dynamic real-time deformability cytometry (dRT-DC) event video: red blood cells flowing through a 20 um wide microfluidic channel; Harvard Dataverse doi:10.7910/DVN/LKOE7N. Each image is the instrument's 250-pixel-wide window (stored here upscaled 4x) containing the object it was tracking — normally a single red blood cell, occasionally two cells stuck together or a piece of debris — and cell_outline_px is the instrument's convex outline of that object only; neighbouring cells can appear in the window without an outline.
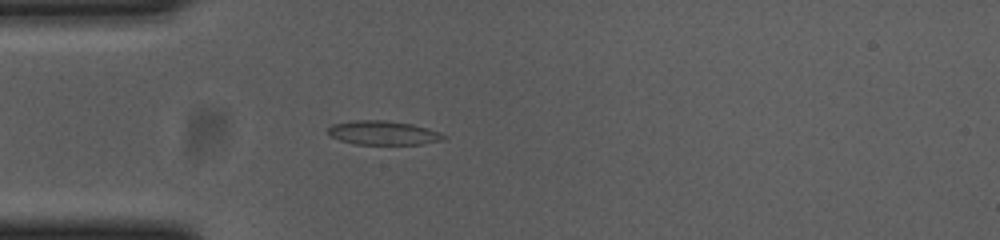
{"species": "common noctule bat (a hibernating species)", "species_latin": "Nyctalus noctula", "temperature_condition": "cold", "stored_images_in_passage": 53, "camera_frame_rate_fps": 3000, "um_per_image_px": 0.085, "animal": {"sex": "female", "body_mass_g": 23.0, "forearm_length_mm": 53.4}, "frame": {"image": 1, "passage_image": 14, "time_ms": 4.333, "image_size_px": [1000, 240], "cell_outline_px": [[448, 136], [444, 140], [420, 144], [356, 144], [340, 140], [328, 136], [328, 128], [332, 124], [356, 120], [384, 120], [412, 124], [428, 128], [440, 132]], "centroid_in_image_um": [32.58, 11.29], "position_along_channel_um": 52.4, "area_um2": 16.24}}
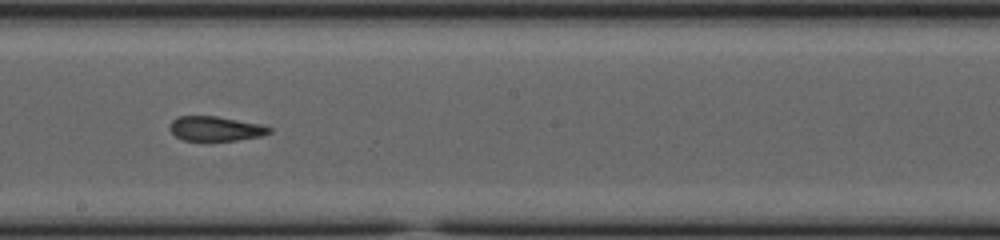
{"frame": {"image": 2, "passage_image": 29, "time_ms": 9.333, "image_size_px": [1000, 240], "cell_outline_px": [[272, 132], [260, 136], [236, 140], [184, 140], [176, 136], [168, 128], [172, 120], [176, 116], [216, 116], [264, 124], [272, 128]], "centroid_in_image_um": [18.34, 10.92], "position_along_channel_um": 229.9, "area_um2": 14.33}}
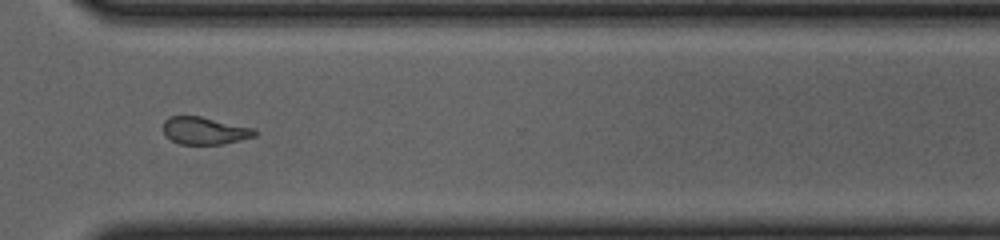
{"frame": {"image": 3, "passage_image": 39, "time_ms": 12.667, "image_size_px": [1000, 240], "cell_outline_px": [[256, 136], [240, 140], [220, 144], [180, 144], [172, 140], [164, 132], [164, 120], [168, 116], [200, 116], [256, 128]], "centroid_in_image_um": [17.42, 11.1], "position_along_channel_um": 353.2, "area_um2": 14.57}, "authors_computed_cell_mechanics": {"area_um2": 15.4904, "velocity_mm_per_s": 3.693, "shape_relaxation_time_tau1_ms": null, "shape_relaxation_time_tau2_ms": 2.8599, "deformation_change_tau1": null, "deformation_change_tau2": 0.079}}